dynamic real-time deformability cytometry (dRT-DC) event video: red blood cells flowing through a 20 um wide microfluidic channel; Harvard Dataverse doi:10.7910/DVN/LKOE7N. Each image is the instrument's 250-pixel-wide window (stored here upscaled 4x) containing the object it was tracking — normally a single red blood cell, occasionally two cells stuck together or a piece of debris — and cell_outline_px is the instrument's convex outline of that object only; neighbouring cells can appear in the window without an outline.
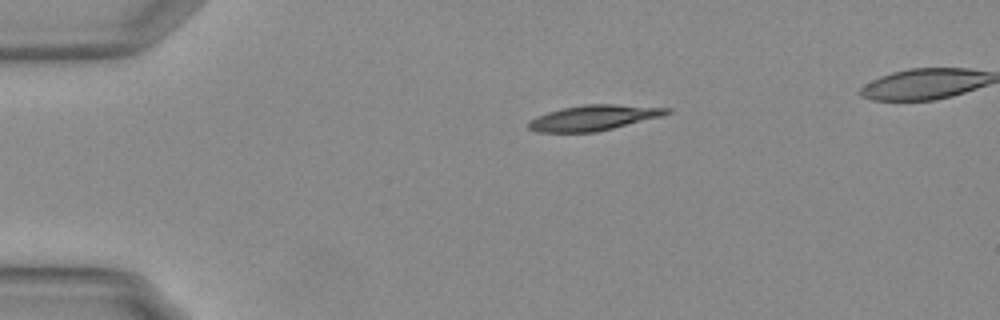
{"species": "Egyptian fruit bat (a non-hibernating species)", "species_latin": "Rousettus aegyptiacus", "temperature_condition": "warm", "stored_images_in_passage": 43, "camera_frame_rate_fps": 3000, "um_per_image_px": 0.085, "animal": {"sex": "female"}, "frame": {"image": 1, "passage_image": 1, "time_ms": 0.0, "image_size_px": [1000, 320], "cell_outline_px": [[672, 112], [660, 116], [596, 132], [536, 132], [528, 128], [528, 124], [532, 120], [548, 112], [560, 108], [584, 104], [612, 104], [672, 108]], "centroid_in_image_um": [50.46, 10.0], "position_along_channel_um": 34.5, "area_um2": 20.11}}
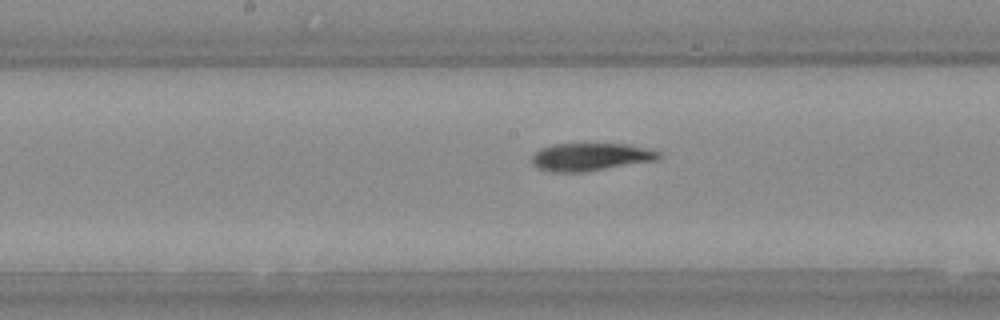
{"frame": {"image": 2, "passage_image": 18, "time_ms": 5.667, "image_size_px": [1000, 320], "cell_outline_px": [[664, 156], [660, 160], [584, 172], [552, 172], [536, 168], [532, 164], [532, 156], [540, 148], [552, 144], [628, 144], [660, 152]], "centroid_in_image_um": [50.21, 13.34], "position_along_channel_um": 198.0, "area_um2": 20.75}}
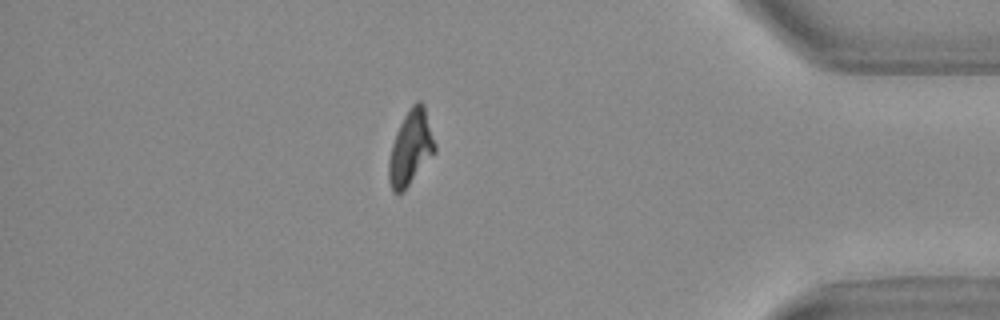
{"frame": {"image": 3, "passage_image": 37, "time_ms": 12.0, "image_size_px": [1000, 320], "cell_outline_px": [[436, 152], [404, 192], [392, 192], [388, 180], [388, 160], [392, 144], [396, 132], [408, 108], [416, 100], [420, 100], [424, 104], [436, 144]], "centroid_in_image_um": [34.91, 12.57], "position_along_channel_um": 400.3, "area_um2": 20.4}}